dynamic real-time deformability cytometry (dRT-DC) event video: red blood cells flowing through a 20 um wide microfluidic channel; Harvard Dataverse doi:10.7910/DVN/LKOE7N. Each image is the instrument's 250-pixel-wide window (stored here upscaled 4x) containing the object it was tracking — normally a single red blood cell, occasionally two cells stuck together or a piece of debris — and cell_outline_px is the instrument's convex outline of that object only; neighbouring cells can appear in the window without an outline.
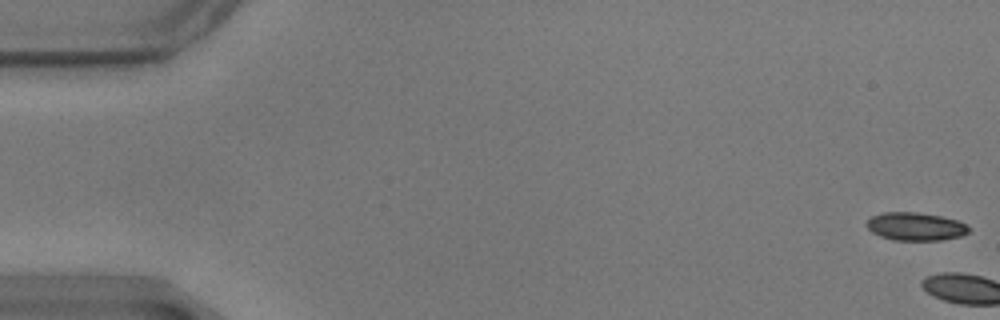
{"species": "common noctule bat (a hibernating species)", "species_latin": "Nyctalus noctula", "temperature_condition": "warm", "stored_images_in_passage": 4, "camera_frame_rate_fps": 3000, "um_per_image_px": 0.085, "animal": {"sex": "male", "body_mass_g": 17.9}, "frame": {"image": 1, "passage_image": 1, "time_ms": 0.0, "image_size_px": [1000, 320], "cell_outline_px": [[972, 228], [968, 232], [960, 236], [940, 240], [892, 240], [880, 236], [872, 232], [864, 224], [872, 216], [884, 212], [916, 212], [940, 216], [956, 220]], "centroid_in_image_um": [77.79, 19.25], "position_along_channel_um": 7.2, "area_um2": 16.65}}